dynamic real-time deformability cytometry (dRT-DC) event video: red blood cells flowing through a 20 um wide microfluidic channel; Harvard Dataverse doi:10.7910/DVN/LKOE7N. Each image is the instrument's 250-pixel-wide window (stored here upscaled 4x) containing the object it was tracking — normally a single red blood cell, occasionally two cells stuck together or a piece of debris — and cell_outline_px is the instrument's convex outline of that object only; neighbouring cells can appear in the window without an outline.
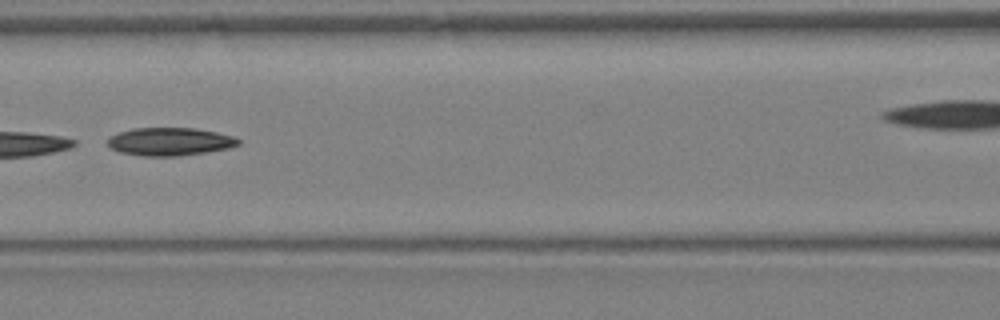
{"species": "Egyptian fruit bat (a non-hibernating species)", "species_latin": "Rousettus aegyptiacus", "temperature_condition": "warm", "stored_images_in_passage": 15, "camera_frame_rate_fps": 3000, "um_per_image_px": 0.085, "animal": {"sex": "female"}, "frame": {"image": 1, "passage_image": 4, "time_ms": 1.0, "image_size_px": [1000, 320], "cell_outline_px": [[240, 144], [228, 148], [208, 152], [180, 156], [140, 156], [120, 152], [112, 148], [108, 144], [108, 136], [132, 128], [196, 128], [216, 132], [232, 136], [240, 140]], "centroid_in_image_um": [14.43, 12.04], "position_along_channel_um": 152.2, "area_um2": 21.39}}